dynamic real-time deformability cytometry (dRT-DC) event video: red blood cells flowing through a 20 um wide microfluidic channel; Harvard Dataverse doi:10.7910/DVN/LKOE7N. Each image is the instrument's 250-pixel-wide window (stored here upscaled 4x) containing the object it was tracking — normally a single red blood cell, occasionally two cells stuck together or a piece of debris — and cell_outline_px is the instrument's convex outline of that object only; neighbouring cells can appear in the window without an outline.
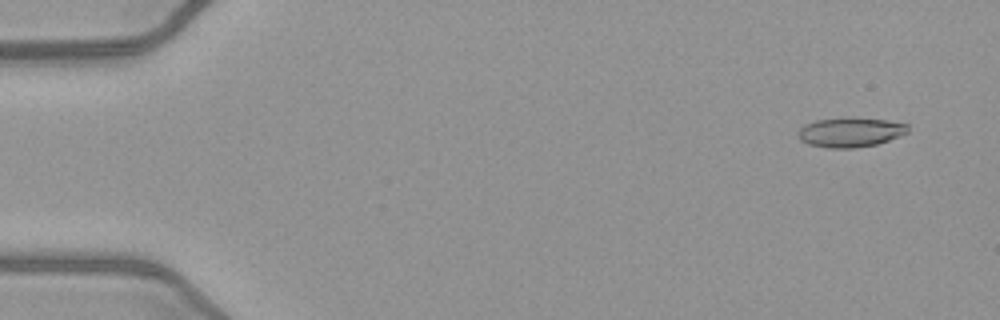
{"species": "common noctule bat (a hibernating species)", "species_latin": "Nyctalus noctula", "temperature_condition": "warm", "stored_images_in_passage": 52, "camera_frame_rate_fps": 3000, "um_per_image_px": 0.085, "animal": {"sex": "female", "body_mass_g": 21.9}, "frame": {"image": 1, "passage_image": 4, "time_ms": 1.0, "image_size_px": [1000, 320], "cell_outline_px": [[908, 132], [900, 136], [876, 144], [856, 148], [828, 148], [808, 144], [800, 140], [796, 136], [800, 128], [804, 124], [816, 120], [888, 120], [908, 124]], "centroid_in_image_um": [72.25, 11.29], "position_along_channel_um": 12.7, "area_um2": 18.26}}
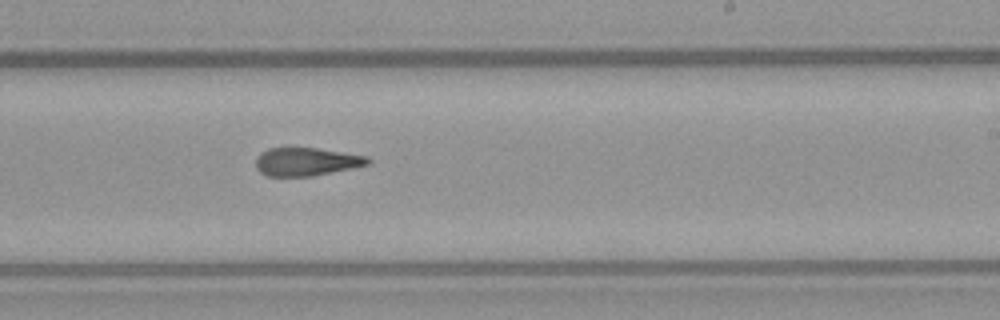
{"frame": {"image": 2, "passage_image": 32, "time_ms": 10.333, "image_size_px": [1000, 320], "cell_outline_px": [[372, 164], [312, 176], [268, 176], [260, 172], [256, 168], [256, 156], [260, 152], [268, 148], [316, 148], [368, 156], [372, 160]], "centroid_in_image_um": [26.05, 13.74], "position_along_channel_um": 262.9, "area_um2": 18.5}}
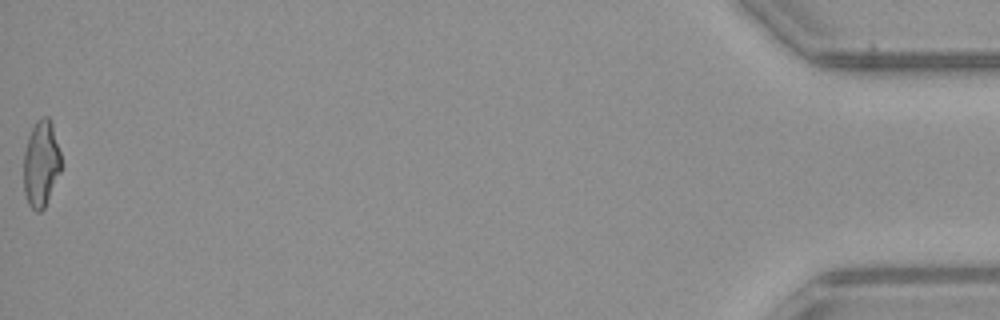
{"frame": {"image": 3, "passage_image": 52, "time_ms": 17.0, "image_size_px": [1000, 320], "cell_outline_px": [[60, 172], [44, 208], [40, 212], [36, 212], [28, 204], [24, 192], [24, 152], [28, 136], [36, 120], [40, 116], [48, 116], [52, 124], [60, 152]], "centroid_in_image_um": [3.48, 13.9], "position_along_channel_um": 431.7, "area_um2": 18.79}, "authors_computed_cell_mechanics": {"area_um2": 19.3052, "velocity_mm_per_s": 4.0667, "shape_relaxation_time_tau1_ms": null, "shape_relaxation_time_tau2_ms": 3.259, "deformation_change_tau1": null, "deformation_change_tau2": 0.1405}}